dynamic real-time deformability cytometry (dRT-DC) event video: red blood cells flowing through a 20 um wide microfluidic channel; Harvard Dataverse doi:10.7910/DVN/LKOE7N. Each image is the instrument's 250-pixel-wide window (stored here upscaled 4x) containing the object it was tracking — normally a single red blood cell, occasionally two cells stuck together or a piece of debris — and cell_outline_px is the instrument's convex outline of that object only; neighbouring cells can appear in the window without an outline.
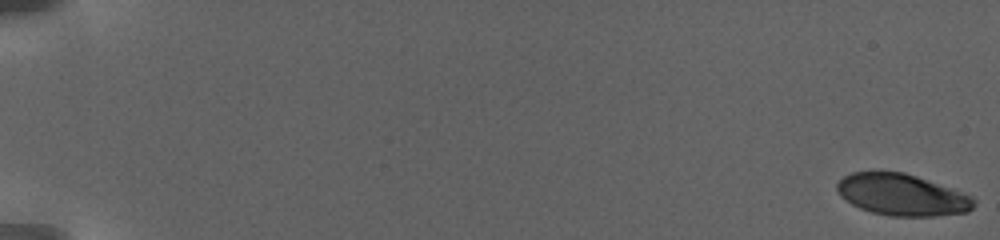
{"species": "human", "species_latin": "Homo sapiens", "temperature_condition": "warm", "stored_images_in_passage": 42, "camera_frame_rate_fps": 3000, "um_per_image_px": 0.085, "donor": {"sex": "female"}, "frame": {"image": 1, "passage_image": 1, "time_ms": 0.0, "image_size_px": [1000, 240], "cell_outline_px": [[976, 204], [968, 212], [936, 216], [888, 216], [872, 212], [860, 208], [852, 204], [840, 196], [836, 188], [836, 184], [844, 176], [852, 172], [904, 172], [916, 176], [972, 196], [976, 200]], "centroid_in_image_um": [76.66, 16.57], "position_along_channel_um": 8.3, "area_um2": 33.0}}
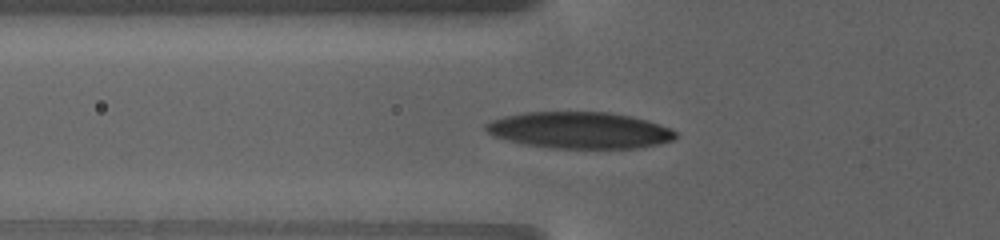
{"frame": {"image": 2, "passage_image": 18, "time_ms": 9.667, "image_size_px": [1000, 240], "cell_outline_px": [[676, 140], [660, 144], [636, 148], [552, 148], [524, 144], [492, 136], [484, 128], [484, 124], [492, 120], [504, 116], [524, 112], [608, 112], [628, 116], [644, 120], [668, 128], [676, 132]], "centroid_in_image_um": [49.22, 11.07], "position_along_channel_um": 76.6, "area_um2": 40.23}}
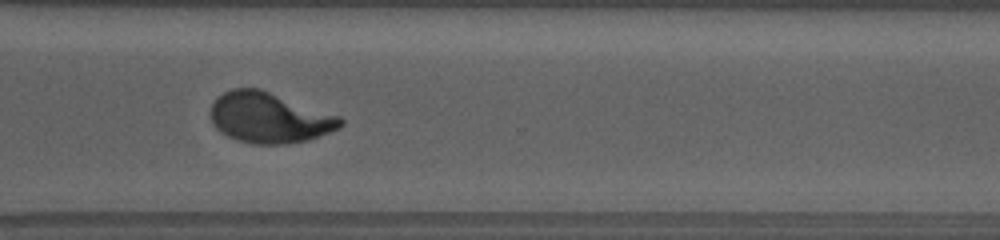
{"frame": {"image": 3, "passage_image": 32, "time_ms": 19.333, "image_size_px": [1000, 240], "cell_outline_px": [[344, 124], [340, 128], [308, 140], [284, 144], [252, 144], [236, 140], [220, 132], [216, 128], [212, 120], [212, 104], [216, 96], [232, 88], [260, 88], [340, 116], [344, 120]], "centroid_in_image_um": [22.9, 10.0], "position_along_channel_um": 347.7, "area_um2": 38.32}, "authors_computed_cell_mechanics": {"area_um2": 36.414, "velocity_mm_per_s": 2.8156, "shape_relaxation_time_tau1_ms": 5.1778, "shape_relaxation_time_tau2_ms": null, "deformation_change_tau1": 0.1961, "deformation_change_tau2": null}}